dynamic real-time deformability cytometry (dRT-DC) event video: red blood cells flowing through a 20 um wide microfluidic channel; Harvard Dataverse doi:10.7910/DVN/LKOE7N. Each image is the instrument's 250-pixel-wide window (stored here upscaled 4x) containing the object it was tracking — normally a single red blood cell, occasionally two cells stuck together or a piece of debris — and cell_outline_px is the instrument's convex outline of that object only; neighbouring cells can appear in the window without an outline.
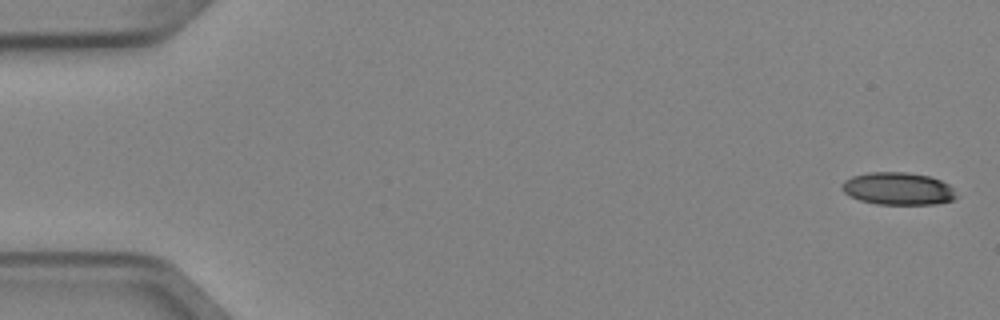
{"species": "Egyptian fruit bat (a non-hibernating species)", "species_latin": "Rousettus aegyptiacus", "temperature_condition": "cold", "stored_images_in_passage": 5, "camera_frame_rate_fps": 3000, "um_per_image_px": 0.085, "animal": {"sex": "female"}, "frame": {"image": 1, "passage_image": 1, "time_ms": 0.0, "image_size_px": [1000, 320], "cell_outline_px": [[960, 196], [952, 200], [936, 204], [876, 204], [860, 200], [844, 192], [840, 188], [840, 184], [844, 180], [852, 176], [868, 172], [908, 172], [928, 176], [940, 180], [948, 184]], "centroid_in_image_um": [76.33, 16.03], "position_along_channel_um": 8.7, "area_um2": 21.79}}
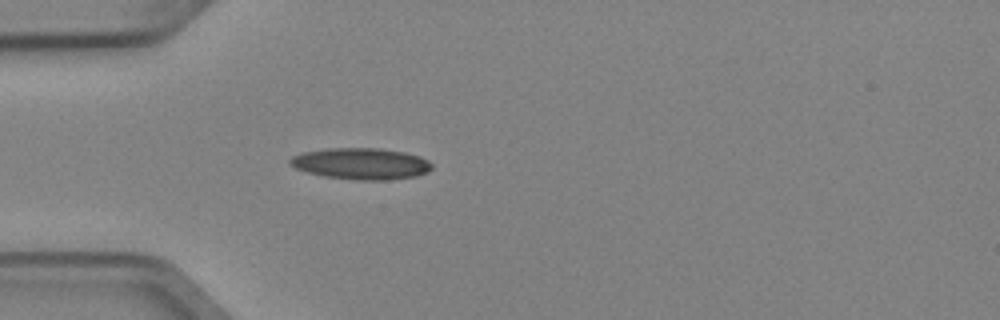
{"frame": {"image": 2, "passage_image": 5, "time_ms": 1.333, "image_size_px": [1000, 320], "cell_outline_px": [[432, 168], [428, 172], [416, 176], [384, 180], [360, 180], [324, 176], [308, 172], [296, 168], [288, 164], [288, 160], [292, 156], [304, 152], [328, 148], [380, 148], [404, 152], [420, 156], [428, 160], [432, 164]], "centroid_in_image_um": [30.7, 13.9], "position_along_channel_um": 54.3, "area_um2": 25.95}}